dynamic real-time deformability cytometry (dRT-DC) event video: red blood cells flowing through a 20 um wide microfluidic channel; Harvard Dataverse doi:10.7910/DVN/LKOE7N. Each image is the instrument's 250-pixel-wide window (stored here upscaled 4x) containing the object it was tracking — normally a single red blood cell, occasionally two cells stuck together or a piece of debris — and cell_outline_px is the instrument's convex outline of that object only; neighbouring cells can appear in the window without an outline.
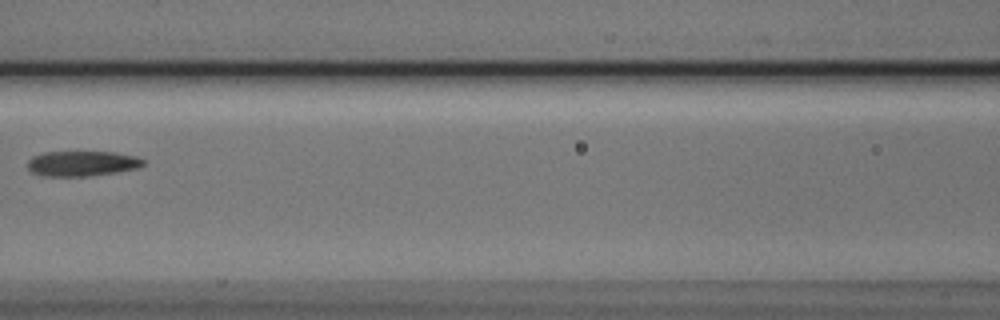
{"species": "Egyptian fruit bat (a non-hibernating species)", "species_latin": "Rousettus aegyptiacus", "temperature_condition": "cold", "stored_images_in_passage": 7, "camera_frame_rate_fps": 3000, "um_per_image_px": 0.085, "animal": {"sex": "male"}, "frame": {"image": 1, "passage_image": 6, "time_ms": 1.667, "image_size_px": [1000, 320], "cell_outline_px": [[144, 164], [140, 168], [116, 172], [88, 176], [40, 176], [32, 172], [28, 168], [28, 160], [32, 156], [44, 152], [116, 152], [136, 156], [144, 160]], "centroid_in_image_um": [6.98, 13.9], "position_along_channel_um": 159.6, "area_um2": 17.11}}
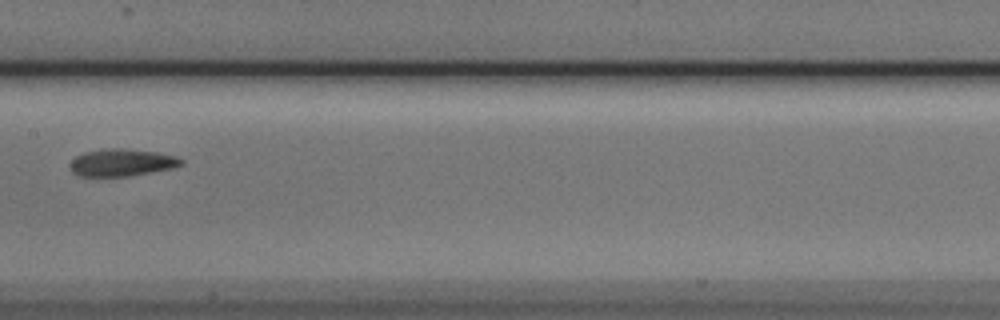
{"frame": {"image": 2, "passage_image": 7, "time_ms": 2.0, "image_size_px": [1000, 320], "cell_outline_px": [[184, 164], [172, 168], [128, 176], [76, 176], [68, 168], [72, 160], [76, 156], [84, 152], [108, 148], [124, 148], [156, 152], [176, 156], [184, 160]], "centroid_in_image_um": [10.33, 13.81], "position_along_channel_um": 197.1, "area_um2": 17.74}}